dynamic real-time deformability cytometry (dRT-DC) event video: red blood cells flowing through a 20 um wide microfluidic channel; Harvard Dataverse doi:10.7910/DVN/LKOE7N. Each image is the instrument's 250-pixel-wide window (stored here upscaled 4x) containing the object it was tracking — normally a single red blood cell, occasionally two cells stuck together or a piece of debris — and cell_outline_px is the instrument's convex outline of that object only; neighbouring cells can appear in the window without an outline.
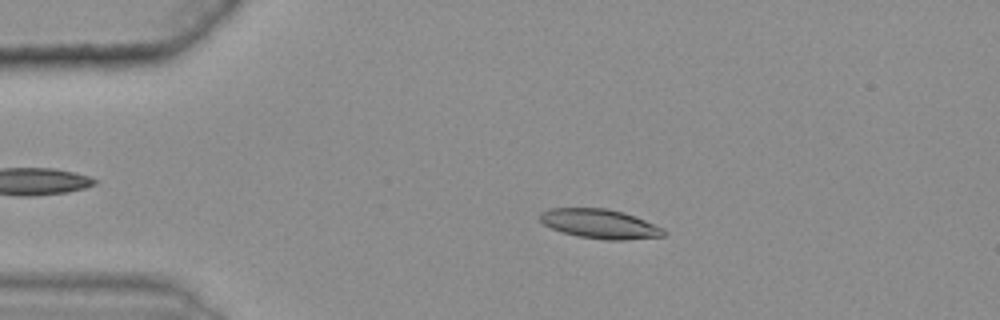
{"species": "common noctule bat (a hibernating species)", "species_latin": "Nyctalus noctula", "temperature_condition": "warm", "stored_images_in_passage": 46, "camera_frame_rate_fps": 3000, "um_per_image_px": 0.085, "animal": {"sex": "female", "body_mass_g": 25.1}, "frame": {"image": 1, "passage_image": 11, "time_ms": 3.333, "image_size_px": [1000, 320], "cell_outline_px": [[668, 232], [664, 236], [624, 240], [604, 240], [576, 236], [552, 228], [544, 224], [536, 216], [540, 212], [548, 208], [608, 208], [624, 212], [664, 228]], "centroid_in_image_um": [50.98, 19.02], "position_along_channel_um": 34.0, "area_um2": 21.39}}
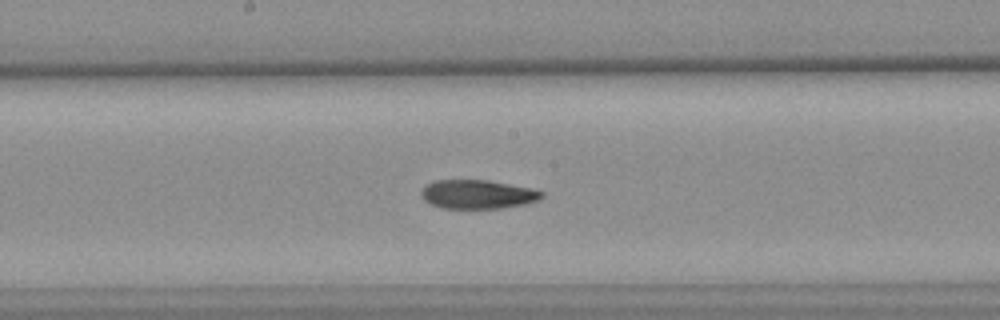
{"frame": {"image": 2, "passage_image": 29, "time_ms": 9.333, "image_size_px": [1000, 320], "cell_outline_px": [[544, 196], [540, 200], [528, 204], [500, 208], [440, 208], [424, 200], [420, 192], [428, 184], [436, 180], [488, 180], [532, 188], [544, 192]], "centroid_in_image_um": [40.66, 16.52], "position_along_channel_um": 207.5, "area_um2": 20.35}}
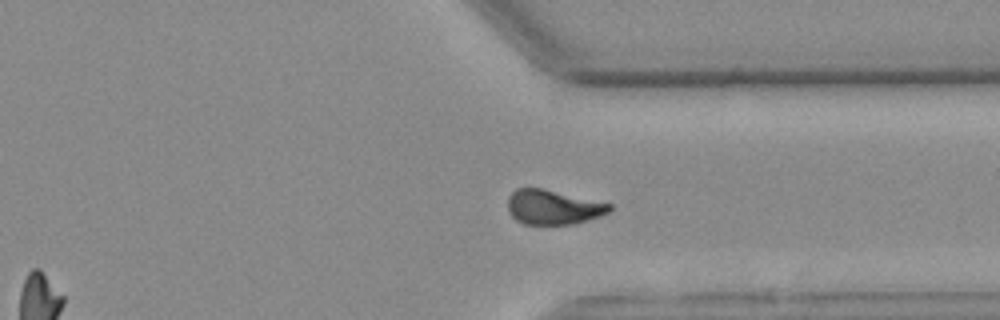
{"frame": {"image": 3, "passage_image": 42, "time_ms": 13.667, "image_size_px": [1000, 320], "cell_outline_px": [[612, 208], [608, 212], [600, 216], [588, 220], [572, 224], [524, 224], [516, 220], [508, 212], [508, 196], [516, 188], [544, 188], [612, 204]], "centroid_in_image_um": [47.0, 17.6], "position_along_channel_um": 364.4, "area_um2": 20.58}, "authors_computed_cell_mechanics": {"area_um2": 21.1837, "velocity_mm_per_s": 3.6106, "shape_relaxation_time_tau1_ms": 11.1123, "shape_relaxation_time_tau2_ms": 4.2776, "deformation_change_tau1": 0.2389, "deformation_change_tau2": 0.102}}